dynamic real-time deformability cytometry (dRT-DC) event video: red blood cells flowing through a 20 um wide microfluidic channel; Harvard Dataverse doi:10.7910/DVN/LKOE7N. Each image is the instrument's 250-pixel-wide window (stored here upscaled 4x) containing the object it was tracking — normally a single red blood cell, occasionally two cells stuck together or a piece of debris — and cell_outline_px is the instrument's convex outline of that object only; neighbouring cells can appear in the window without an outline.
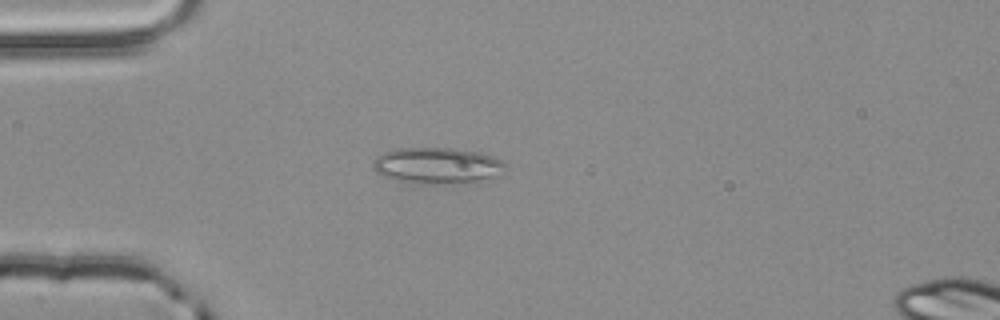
{"species": "common noctule bat (a hibernating species)", "species_latin": "Nyctalus noctula", "temperature_condition": "room temperature", "stored_images_in_passage": 52, "camera_frame_rate_fps": 3000, "um_per_image_px": 0.085, "animal": {"sex": "male", "body_mass_g": 20.4}, "frame": {"image": 1, "passage_image": 13, "time_ms": 4.0, "image_size_px": [1000, 320], "cell_outline_px": [[504, 164], [492, 176], [480, 180], [420, 184], [396, 180], [384, 176], [376, 172], [372, 168], [372, 164], [376, 156], [384, 152], [396, 148], [452, 148], [480, 152], [492, 156], [500, 160]], "centroid_in_image_um": [37.02, 14.04], "position_along_channel_um": 48.0, "area_um2": 27.11}}
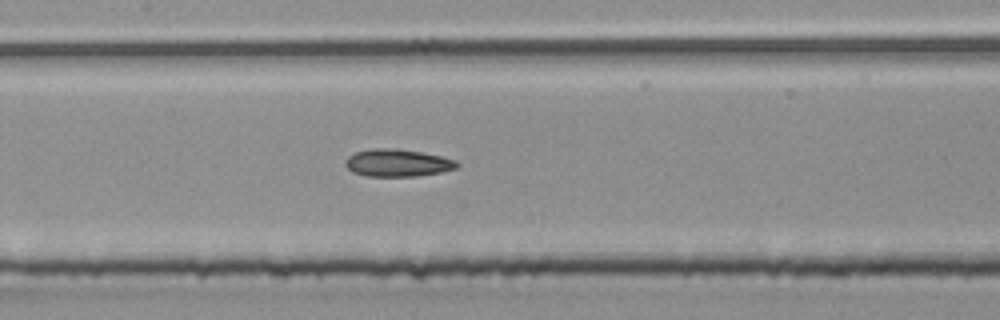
{"frame": {"image": 2, "passage_image": 24, "time_ms": 7.667, "image_size_px": [1000, 320], "cell_outline_px": [[460, 164], [456, 168], [440, 172], [416, 176], [368, 176], [352, 172], [344, 164], [344, 160], [348, 156], [356, 152], [372, 148], [396, 148], [420, 152], [440, 156], [456, 160]], "centroid_in_image_um": [33.76, 13.84], "position_along_channel_um": 173.6, "area_um2": 17.8}}
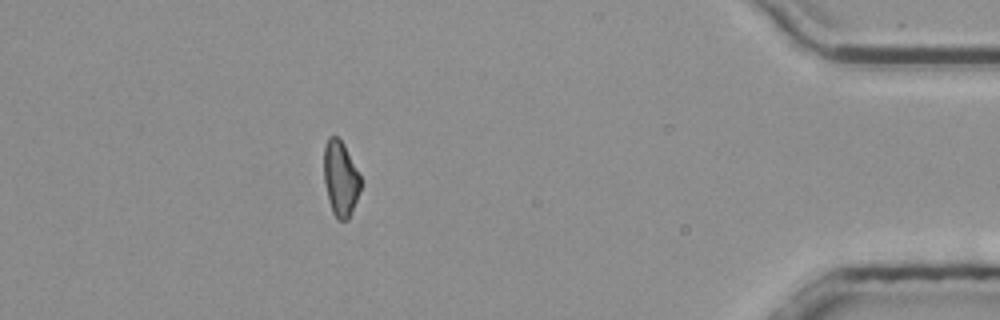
{"frame": {"image": 3, "passage_image": 46, "time_ms": 15.0, "image_size_px": [1000, 320], "cell_outline_px": [[364, 184], [348, 220], [336, 220], [332, 212], [324, 180], [324, 148], [328, 136], [336, 136], [344, 144]], "centroid_in_image_um": [28.97, 15.2], "position_along_channel_um": 406.2, "area_um2": 16.24}, "authors_computed_cell_mechanics": {"area_um2": 17.4845, "velocity_mm_per_s": 3.8815, "shape_relaxation_time_tau1_ms": null, "shape_relaxation_time_tau2_ms": 5.0004, "deformation_change_tau1": null, "deformation_change_tau2": 0.1369}}